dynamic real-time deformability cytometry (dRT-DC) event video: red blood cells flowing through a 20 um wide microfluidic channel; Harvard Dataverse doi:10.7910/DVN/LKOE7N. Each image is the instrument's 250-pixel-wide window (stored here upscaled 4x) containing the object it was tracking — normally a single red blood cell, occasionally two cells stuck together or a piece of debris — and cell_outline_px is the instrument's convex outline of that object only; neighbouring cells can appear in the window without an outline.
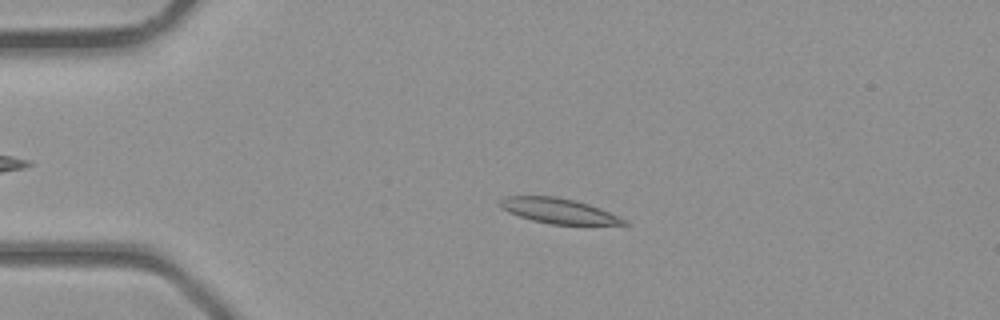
{"species": "common noctule bat (a hibernating species)", "species_latin": "Nyctalus noctula", "temperature_condition": "room temperature", "stored_images_in_passage": 40, "camera_frame_rate_fps": 3000, "um_per_image_px": 0.085, "animal": {"sex": "male", "body_mass_g": 23.1, "forearm_length_mm": 52.7}, "frame": {"image": 1, "passage_image": 9, "time_ms": 2.667, "image_size_px": [1000, 320], "cell_outline_px": [[628, 224], [548, 224], [532, 220], [508, 212], [500, 204], [500, 200], [504, 196], [556, 196], [576, 200], [588, 204], [620, 216], [628, 220]], "centroid_in_image_um": [47.49, 17.91], "position_along_channel_um": 37.5, "area_um2": 17.98}}
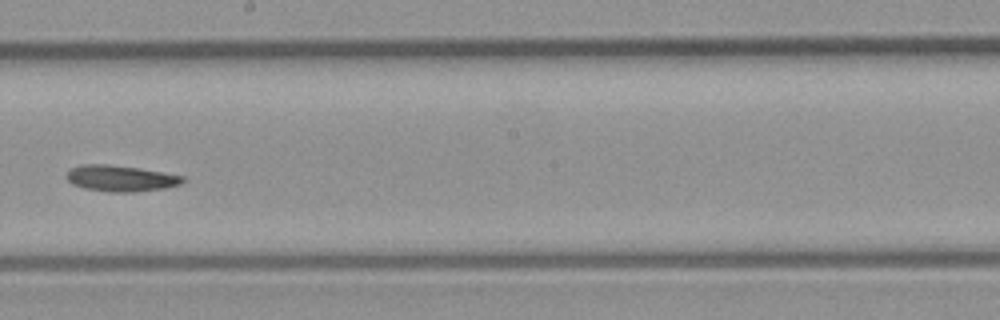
{"frame": {"image": 2, "passage_image": 23, "time_ms": 7.333, "image_size_px": [1000, 320], "cell_outline_px": [[188, 180], [180, 184], [164, 188], [132, 192], [112, 192], [84, 188], [72, 184], [64, 176], [72, 168], [80, 164], [108, 164], [140, 168], [184, 176]], "centroid_in_image_um": [10.26, 15.15], "position_along_channel_um": 237.9, "area_um2": 17.74}}
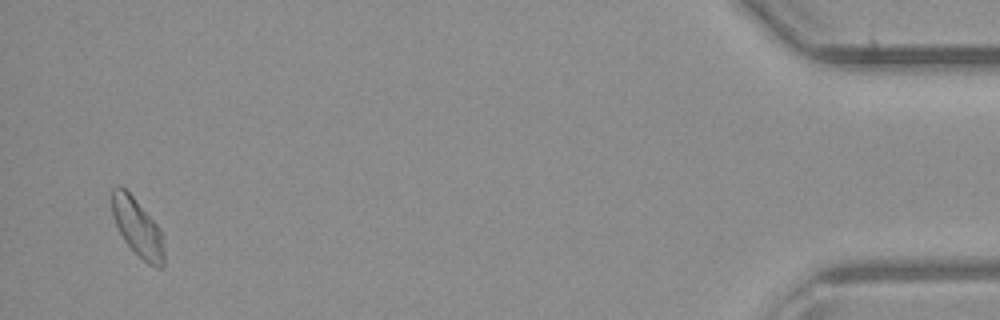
{"frame": {"image": 3, "passage_image": 39, "time_ms": 12.667, "image_size_px": [1000, 320], "cell_outline_px": [[164, 268], [156, 268], [148, 264], [124, 240], [116, 224], [112, 212], [112, 188], [116, 184], [120, 184], [132, 196], [160, 228], [164, 236]], "centroid_in_image_um": [11.72, 19.35], "position_along_channel_um": 423.5, "area_um2": 17.51}}